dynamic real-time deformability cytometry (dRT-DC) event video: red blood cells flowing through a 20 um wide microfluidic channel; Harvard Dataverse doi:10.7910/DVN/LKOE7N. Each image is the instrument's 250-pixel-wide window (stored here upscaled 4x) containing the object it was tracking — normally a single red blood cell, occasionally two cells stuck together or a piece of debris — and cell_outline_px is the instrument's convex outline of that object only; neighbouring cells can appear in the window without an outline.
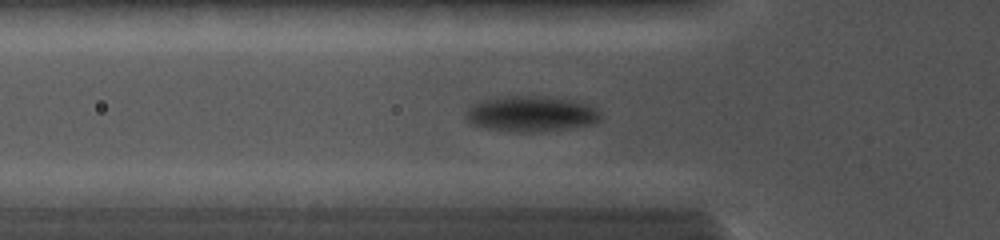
{"species": "common noctule bat (a hibernating species)", "species_latin": "Nyctalus noctula", "temperature_condition": "cold", "stored_images_in_passage": 7, "camera_frame_rate_fps": 5000, "um_per_image_px": 0.085, "animal": {"sex": "female", "body_mass_g": 19.0, "forearm_length_mm": 56.7}, "frame": {"image": 1, "passage_image": 5, "time_ms": 2.6, "image_size_px": [1000, 240], "cell_outline_px": [[600, 120], [592, 124], [568, 128], [540, 132], [516, 132], [488, 128], [472, 124], [464, 116], [468, 108], [472, 104], [480, 100], [504, 96], [544, 96], [572, 100], [592, 104], [600, 112]], "centroid_in_image_um": [45.15, 9.67], "position_along_channel_um": 80.6, "area_um2": 28.15}}
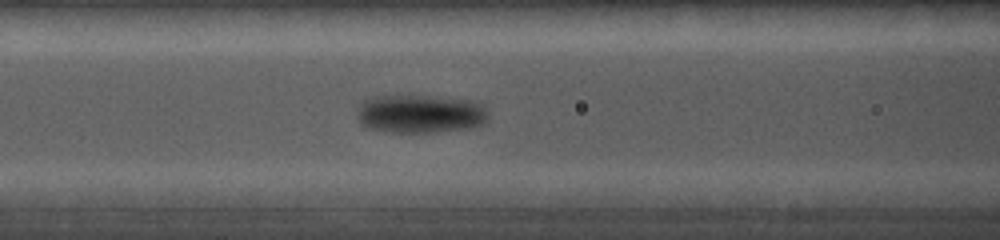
{"frame": {"image": 2, "passage_image": 7, "time_ms": 3.8, "image_size_px": [1000, 240], "cell_outline_px": [[488, 116], [484, 124], [472, 128], [432, 132], [388, 132], [368, 128], [356, 116], [360, 104], [364, 100], [372, 96], [432, 96], [472, 100], [480, 104], [484, 108]], "centroid_in_image_um": [35.72, 9.68], "position_along_channel_um": 130.9, "area_um2": 29.36}}